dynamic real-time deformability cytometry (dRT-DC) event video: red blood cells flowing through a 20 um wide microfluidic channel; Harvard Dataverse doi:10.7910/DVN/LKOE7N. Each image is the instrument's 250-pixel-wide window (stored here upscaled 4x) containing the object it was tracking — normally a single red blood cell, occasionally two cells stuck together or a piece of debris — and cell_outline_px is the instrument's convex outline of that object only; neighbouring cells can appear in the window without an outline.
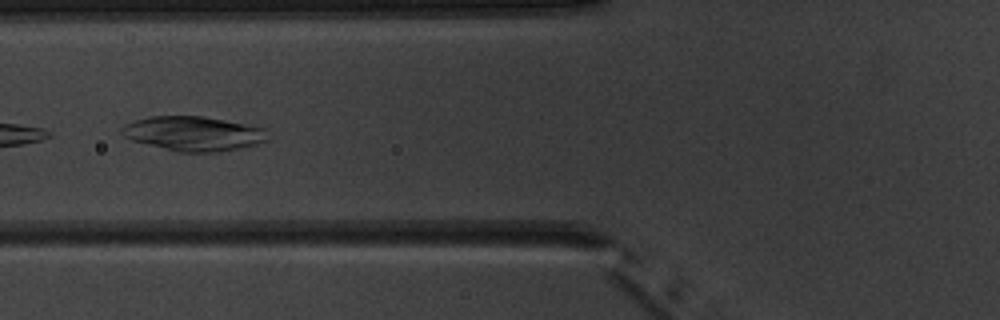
{"species": "common noctule bat (a hibernating species)", "species_latin": "Nyctalus noctula", "temperature_condition": "warm", "stored_images_in_passage": 6, "camera_frame_rate_fps": 3000, "um_per_image_px": 0.085, "animal": {"sex": "male", "body_mass_g": 20.1, "forearm_length_mm": 53.5}, "frame": {"image": 1, "passage_image": 5, "time_ms": 4.667, "image_size_px": [1000, 320], "cell_outline_px": [[268, 140], [256, 144], [240, 148], [216, 152], [180, 152], [132, 140], [124, 136], [120, 132], [120, 128], [124, 124], [148, 116], [200, 116], [224, 120], [264, 128]], "centroid_in_image_um": [16.41, 11.35], "position_along_channel_um": 109.4, "area_um2": 29.02}}